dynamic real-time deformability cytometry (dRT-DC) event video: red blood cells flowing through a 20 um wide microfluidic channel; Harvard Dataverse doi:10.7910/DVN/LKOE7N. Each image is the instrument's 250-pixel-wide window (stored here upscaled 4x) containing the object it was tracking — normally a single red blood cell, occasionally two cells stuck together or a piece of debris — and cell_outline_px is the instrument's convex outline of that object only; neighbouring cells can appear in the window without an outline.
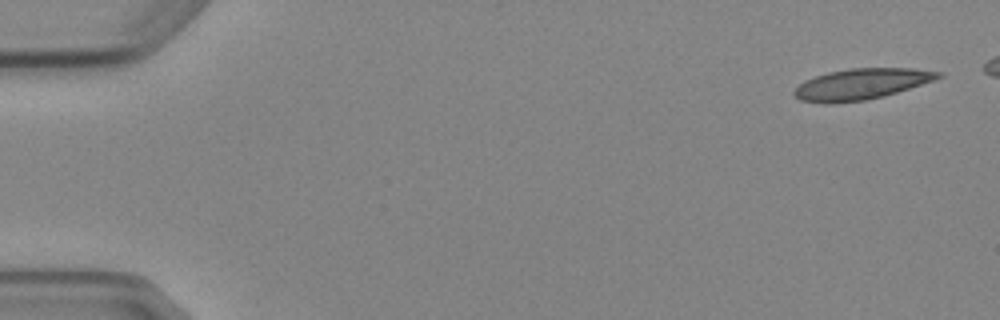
{"species": "Egyptian fruit bat (a non-hibernating species)", "species_latin": "Rousettus aegyptiacus", "temperature_condition": "cold", "stored_images_in_passage": 6, "camera_frame_rate_fps": 3000, "um_per_image_px": 0.085, "animal": {"sex": "female"}, "frame": {"image": 1, "passage_image": 1, "time_ms": 0.0, "image_size_px": [1000, 320], "cell_outline_px": [[944, 76], [884, 96], [864, 100], [824, 104], [800, 100], [792, 92], [804, 80], [828, 72], [848, 68], [912, 68], [944, 72]], "centroid_in_image_um": [73.19, 7.14], "position_along_channel_um": 11.8, "area_um2": 25.78}}